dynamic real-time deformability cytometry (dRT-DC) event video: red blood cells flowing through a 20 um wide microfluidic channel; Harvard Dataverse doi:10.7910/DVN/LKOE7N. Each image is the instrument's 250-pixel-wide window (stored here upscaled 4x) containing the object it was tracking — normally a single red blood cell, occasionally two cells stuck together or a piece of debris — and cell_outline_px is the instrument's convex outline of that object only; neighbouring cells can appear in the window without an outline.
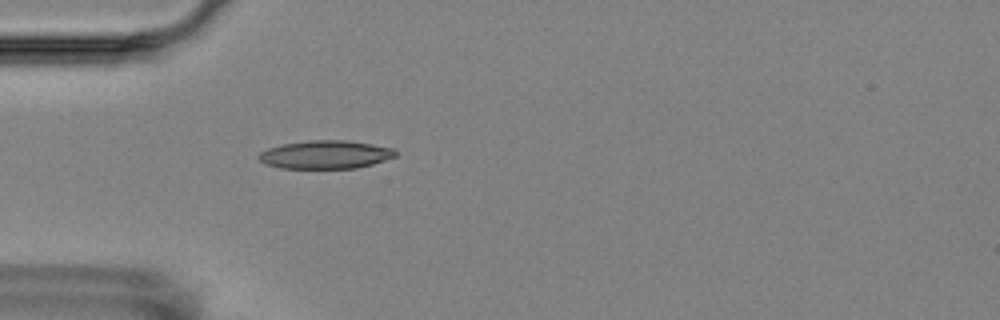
{"species": "Egyptian fruit bat (a non-hibernating species)", "species_latin": "Rousettus aegyptiacus", "temperature_condition": "room temperature", "stored_images_in_passage": 2, "camera_frame_rate_fps": 3000, "um_per_image_px": 0.085, "animal": {"sex": "female"}, "frame": {"image": 1, "passage_image": 2, "time_ms": 1.333, "image_size_px": [1000, 320], "cell_outline_px": [[396, 156], [372, 164], [356, 168], [280, 168], [264, 164], [256, 156], [260, 152], [268, 148], [284, 144], [308, 140], [348, 140], [396, 148]], "centroid_in_image_um": [27.66, 13.13], "position_along_channel_um": 57.3, "area_um2": 22.6}}